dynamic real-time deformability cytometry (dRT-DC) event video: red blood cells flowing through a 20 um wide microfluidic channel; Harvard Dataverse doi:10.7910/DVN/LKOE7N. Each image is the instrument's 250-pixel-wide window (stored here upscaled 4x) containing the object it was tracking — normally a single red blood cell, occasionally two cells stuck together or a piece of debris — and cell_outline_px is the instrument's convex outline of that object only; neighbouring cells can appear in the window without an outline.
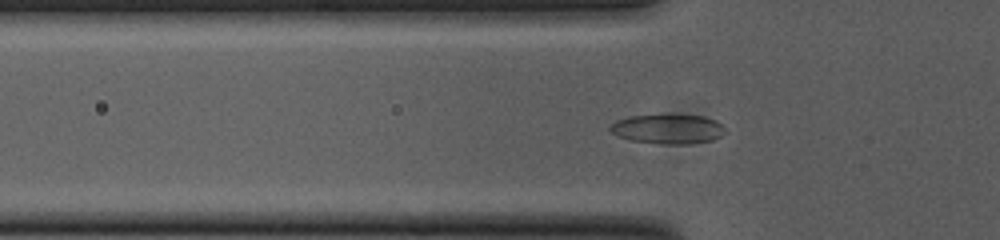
{"species": "common noctule bat (a hibernating species)", "species_latin": "Nyctalus noctula", "temperature_condition": "cold", "stored_images_in_passage": 52, "camera_frame_rate_fps": 3000, "um_per_image_px": 0.085, "animal": {"sex": "female", "body_mass_g": 23.0, "forearm_length_mm": 53.4}, "frame": {"image": 1, "passage_image": 16, "time_ms": 5.0, "image_size_px": [1000, 240], "cell_outline_px": [[728, 132], [712, 140], [688, 144], [660, 144], [628, 140], [612, 132], [608, 128], [616, 120], [628, 116], [704, 116], [716, 120]], "centroid_in_image_um": [56.78, 10.99], "position_along_channel_um": 69.0, "area_um2": 19.54}}
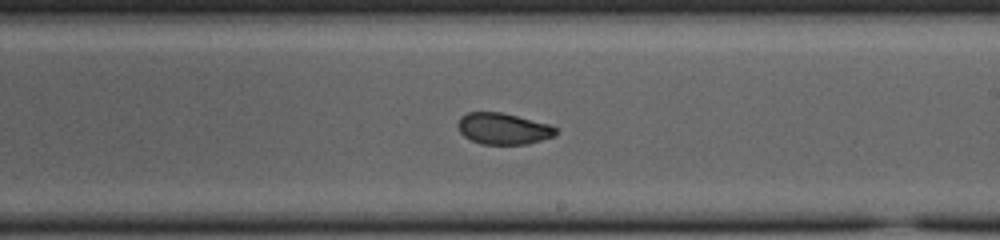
{"frame": {"image": 2, "passage_image": 30, "time_ms": 9.667, "image_size_px": [1000, 240], "cell_outline_px": [[556, 132], [552, 136], [528, 144], [480, 144], [464, 136], [460, 132], [456, 124], [460, 116], [468, 112], [500, 112], [548, 124], [556, 128]], "centroid_in_image_um": [42.7, 10.93], "position_along_channel_um": 246.3, "area_um2": 17.69}}
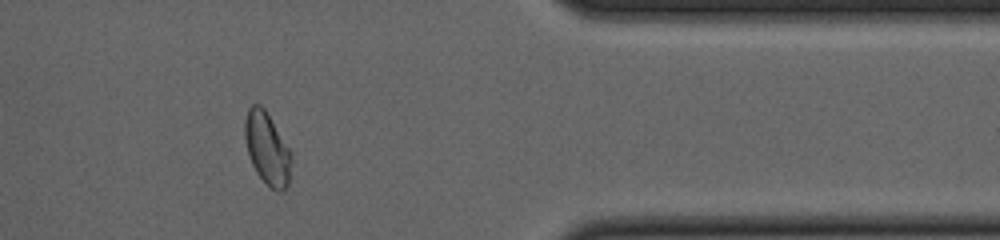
{"frame": {"image": 3, "passage_image": 43, "time_ms": 14.0, "image_size_px": [1000, 240], "cell_outline_px": [[292, 160], [288, 184], [284, 192], [276, 192], [256, 172], [252, 164], [248, 152], [244, 136], [244, 120], [248, 108], [252, 104], [260, 104], [264, 108], [288, 148], [292, 156]], "centroid_in_image_um": [22.7, 12.63], "position_along_channel_um": 388.7, "area_um2": 19.36}, "authors_computed_cell_mechanics": {"area_um2": 18.9295, "velocity_mm_per_s": 3.7878, "shape_relaxation_time_tau1_ms": 3.9286, "shape_relaxation_time_tau2_ms": 1.522, "deformation_change_tau1": 0.143, "deformation_change_tau2": 0.0568}}